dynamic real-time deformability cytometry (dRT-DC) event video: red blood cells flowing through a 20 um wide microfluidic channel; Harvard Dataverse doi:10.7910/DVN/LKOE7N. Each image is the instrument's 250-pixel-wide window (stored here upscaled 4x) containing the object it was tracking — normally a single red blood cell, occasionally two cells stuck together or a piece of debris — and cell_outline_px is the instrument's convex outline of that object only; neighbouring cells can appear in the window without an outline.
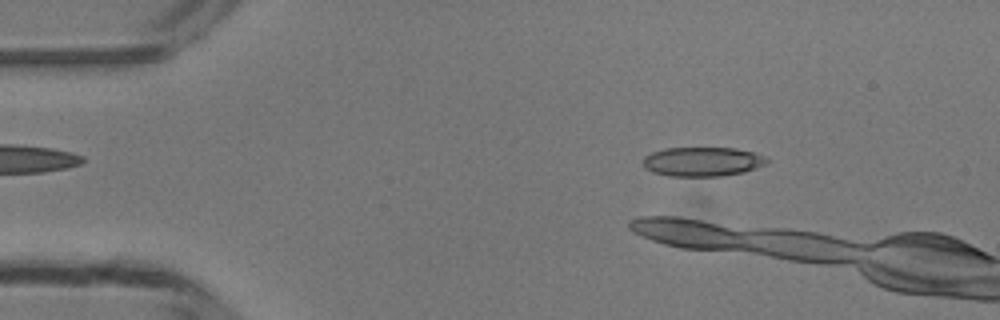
{"species": "common noctule bat (a hibernating species)", "species_latin": "Nyctalus noctula", "temperature_condition": "room temperature", "stored_images_in_passage": 10, "camera_frame_rate_fps": 3000, "um_per_image_px": 0.085, "animal": {"sex": "male", "body_mass_g": 13.3}, "frame": {"image": 1, "passage_image": 5, "time_ms": 1.333, "image_size_px": [1000, 320], "cell_outline_px": [[768, 164], [744, 172], [720, 176], [668, 176], [652, 172], [644, 168], [644, 156], [652, 152], [664, 148], [736, 148], [752, 152], [764, 156], [768, 160]], "centroid_in_image_um": [59.7, 13.74], "position_along_channel_um": 25.3, "area_um2": 21.21}}